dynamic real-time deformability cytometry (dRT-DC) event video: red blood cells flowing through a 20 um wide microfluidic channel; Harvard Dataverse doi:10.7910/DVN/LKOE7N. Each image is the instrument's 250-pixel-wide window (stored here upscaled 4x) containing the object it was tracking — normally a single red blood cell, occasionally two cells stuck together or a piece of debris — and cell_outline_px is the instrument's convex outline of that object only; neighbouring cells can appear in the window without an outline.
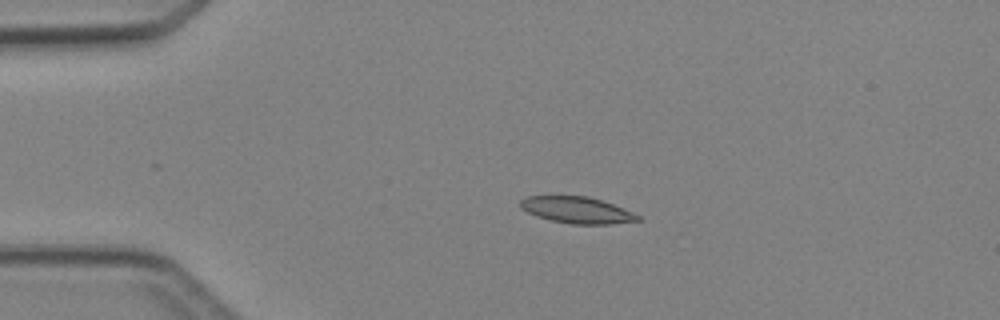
{"species": "Egyptian fruit bat (a non-hibernating species)", "species_latin": "Rousettus aegyptiacus", "temperature_condition": "cold", "stored_images_in_passage": 4, "camera_frame_rate_fps": 3000, "um_per_image_px": 0.085, "animal": {"sex": "female"}, "frame": {"image": 1, "passage_image": 3, "time_ms": 2.333, "image_size_px": [1000, 320], "cell_outline_px": [[640, 220], [612, 224], [572, 224], [552, 220], [536, 216], [520, 208], [520, 200], [528, 196], [588, 196], [624, 208], [640, 216]], "centroid_in_image_um": [49.03, 17.85], "position_along_channel_um": 36.0, "area_um2": 17.98}}